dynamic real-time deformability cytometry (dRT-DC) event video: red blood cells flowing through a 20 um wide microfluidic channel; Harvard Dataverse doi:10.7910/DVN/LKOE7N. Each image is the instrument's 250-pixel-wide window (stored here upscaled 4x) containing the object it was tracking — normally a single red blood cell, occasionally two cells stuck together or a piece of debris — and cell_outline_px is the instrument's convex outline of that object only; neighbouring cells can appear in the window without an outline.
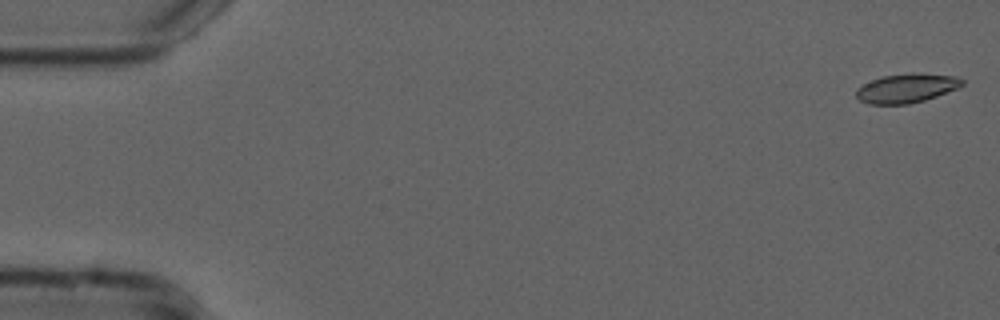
{"species": "common noctule bat (a hibernating species)", "species_latin": "Nyctalus noctula", "temperature_condition": "cold", "stored_images_in_passage": 54, "camera_frame_rate_fps": 3000, "um_per_image_px": 0.085, "animal": {"sex": "male", "forearm_length_mm": 52.5}, "frame": {"image": 1, "passage_image": 1, "time_ms": 0.0, "image_size_px": [1000, 320], "cell_outline_px": [[964, 84], [956, 88], [936, 96], [924, 100], [908, 104], [868, 104], [860, 100], [856, 96], [856, 88], [872, 80], [884, 76], [912, 72], [956, 76], [964, 80]], "centroid_in_image_um": [77.05, 7.49], "position_along_channel_um": 8.0, "area_um2": 17.86}}
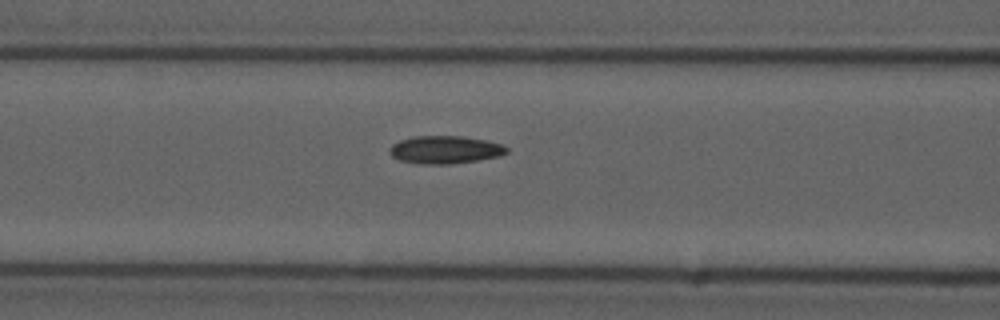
{"frame": {"image": 2, "passage_image": 22, "time_ms": 7.0, "image_size_px": [1000, 320], "cell_outline_px": [[508, 152], [500, 156], [476, 160], [448, 164], [420, 164], [400, 160], [392, 156], [388, 152], [388, 148], [392, 144], [400, 140], [416, 136], [464, 136], [484, 140], [500, 144], [508, 148]], "centroid_in_image_um": [37.79, 12.72], "position_along_channel_um": 128.8, "area_um2": 18.9}}
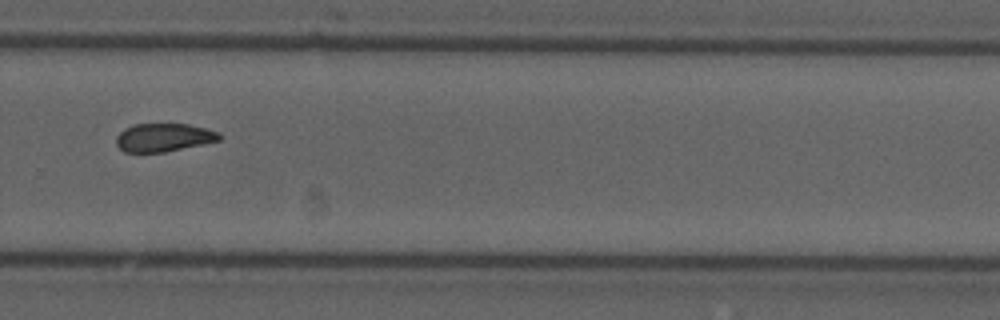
{"frame": {"image": 3, "passage_image": 37, "time_ms": 12.0, "image_size_px": [1000, 320], "cell_outline_px": [[224, 136], [220, 140], [164, 152], [124, 152], [116, 144], [116, 136], [124, 128], [136, 124], [188, 124], [220, 132]], "centroid_in_image_um": [13.92, 11.68], "position_along_channel_um": 315.9, "area_um2": 16.94}, "authors_computed_cell_mechanics": {"area_um2": 18.1492, "velocity_mm_per_s": 3.7532, "shape_relaxation_time_tau1_ms": 9.6459, "shape_relaxation_time_tau2_ms": 4.3541, "deformation_change_tau1": 0.169, "deformation_change_tau2": 0.0945}}